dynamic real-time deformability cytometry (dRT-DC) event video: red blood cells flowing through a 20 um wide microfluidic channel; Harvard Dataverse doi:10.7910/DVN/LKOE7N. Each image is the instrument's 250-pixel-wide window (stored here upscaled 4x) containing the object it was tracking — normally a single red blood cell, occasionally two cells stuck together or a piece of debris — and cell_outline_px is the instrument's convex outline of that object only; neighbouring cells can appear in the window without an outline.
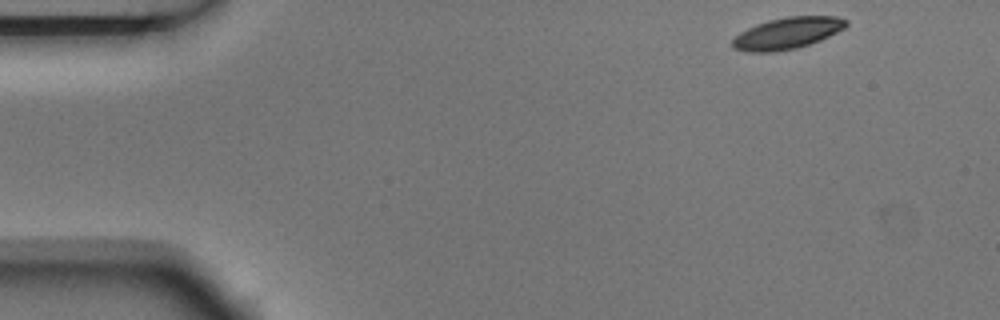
{"species": "Egyptian fruit bat (a non-hibernating species)", "species_latin": "Rousettus aegyptiacus", "temperature_condition": "room temperature", "stored_images_in_passage": 4, "camera_frame_rate_fps": 3000, "um_per_image_px": 0.085, "animal": {"sex": "male"}, "frame": {"image": 1, "passage_image": 1, "time_ms": 0.0, "image_size_px": [1000, 320], "cell_outline_px": [[848, 24], [844, 28], [820, 40], [796, 48], [776, 52], [744, 52], [732, 48], [732, 40], [740, 32], [756, 24], [768, 20], [788, 16], [836, 16], [848, 20]], "centroid_in_image_um": [66.89, 2.82], "position_along_channel_um": 18.1, "area_um2": 20.92}}